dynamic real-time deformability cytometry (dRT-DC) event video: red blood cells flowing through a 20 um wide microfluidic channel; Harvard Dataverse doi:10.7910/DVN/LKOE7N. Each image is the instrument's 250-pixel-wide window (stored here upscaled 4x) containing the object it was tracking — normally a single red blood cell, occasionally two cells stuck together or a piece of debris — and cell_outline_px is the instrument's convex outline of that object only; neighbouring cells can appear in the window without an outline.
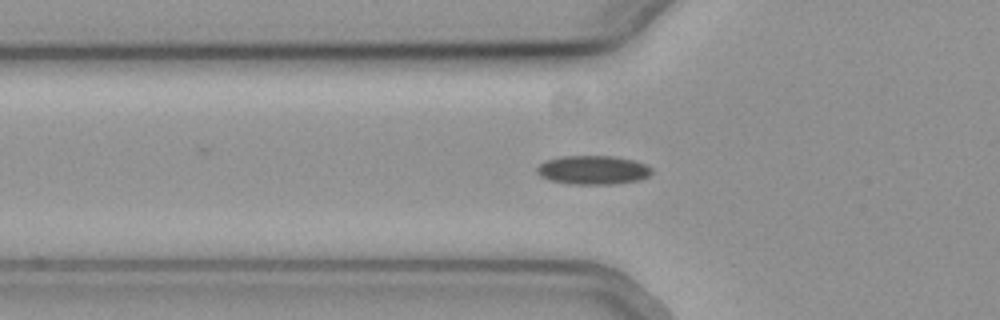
{"species": "common noctule bat (a hibernating species)", "species_latin": "Nyctalus noctula", "temperature_condition": "cold", "stored_images_in_passage": 42, "camera_frame_rate_fps": 3000, "um_per_image_px": 0.085, "animal": {"sex": "female", "body_mass_g": 19.3, "forearm_length_mm": 54.1}, "frame": {"image": 1, "passage_image": 7, "time_ms": 2.0, "image_size_px": [1000, 320], "cell_outline_px": [[652, 172], [648, 176], [640, 180], [616, 184], [568, 184], [552, 180], [540, 176], [536, 172], [536, 168], [540, 164], [548, 160], [564, 156], [612, 156], [632, 160], [644, 164], [652, 168]], "centroid_in_image_um": [50.41, 14.46], "position_along_channel_um": 75.4, "area_um2": 19.19}}
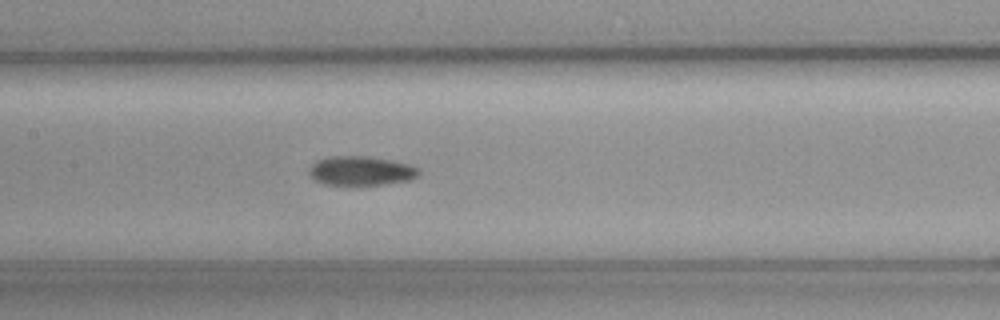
{"frame": {"image": 2, "passage_image": 15, "time_ms": 4.667, "image_size_px": [1000, 320], "cell_outline_px": [[420, 176], [412, 180], [384, 184], [324, 184], [316, 180], [308, 172], [312, 164], [316, 160], [328, 156], [364, 156], [388, 160], [408, 164], [416, 168], [420, 172]], "centroid_in_image_um": [30.69, 14.51], "position_along_channel_um": 176.7, "area_um2": 18.44}}
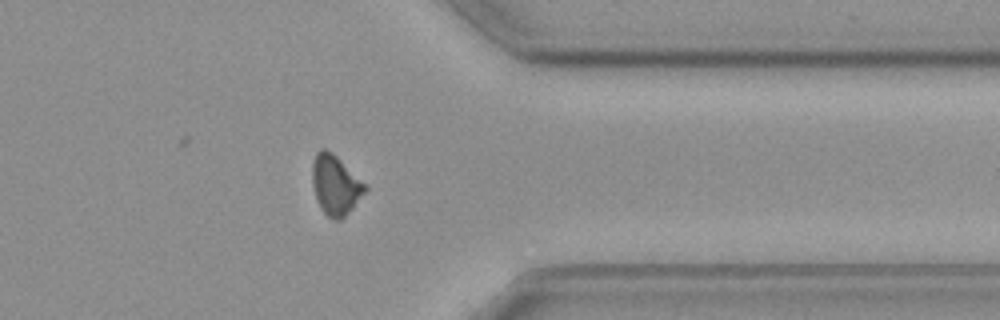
{"frame": {"image": 3, "passage_image": 32, "time_ms": 10.333, "image_size_px": [1000, 320], "cell_outline_px": [[368, 188], [352, 208], [340, 220], [332, 220], [320, 208], [316, 200], [312, 184], [312, 160], [316, 152], [320, 148], [324, 148], [332, 152]], "centroid_in_image_um": [28.45, 15.72], "position_along_channel_um": 382.9, "area_um2": 18.15}}